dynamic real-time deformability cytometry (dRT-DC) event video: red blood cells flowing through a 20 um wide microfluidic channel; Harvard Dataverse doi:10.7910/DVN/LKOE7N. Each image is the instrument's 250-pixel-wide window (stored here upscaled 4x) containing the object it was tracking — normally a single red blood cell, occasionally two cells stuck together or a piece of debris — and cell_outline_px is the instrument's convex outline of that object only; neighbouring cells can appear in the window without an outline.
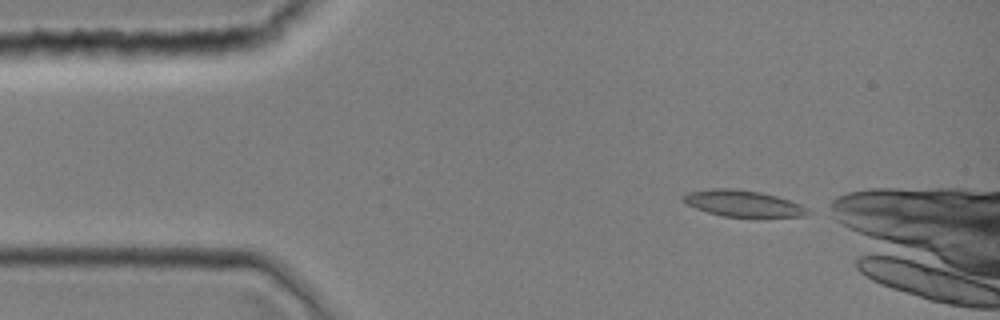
{"species": "common noctule bat (a hibernating species)", "species_latin": "Nyctalus noctula", "temperature_condition": "room temperature", "stored_images_in_passage": 40, "camera_frame_rate_fps": 3000, "um_per_image_px": 0.085, "animal": {"sex": "female", "body_mass_g": 19.0, "forearm_length_mm": 51.5}, "frame": {"image": 1, "passage_image": 1, "time_ms": 0.0, "image_size_px": [1000, 320], "cell_outline_px": [[812, 212], [804, 216], [724, 216], [708, 212], [696, 208], [680, 200], [680, 196], [688, 192], [712, 188], [732, 188], [760, 192], [776, 196], [800, 204], [808, 208]], "centroid_in_image_um": [63.12, 17.27], "position_along_channel_um": 21.9, "area_um2": 18.9}}
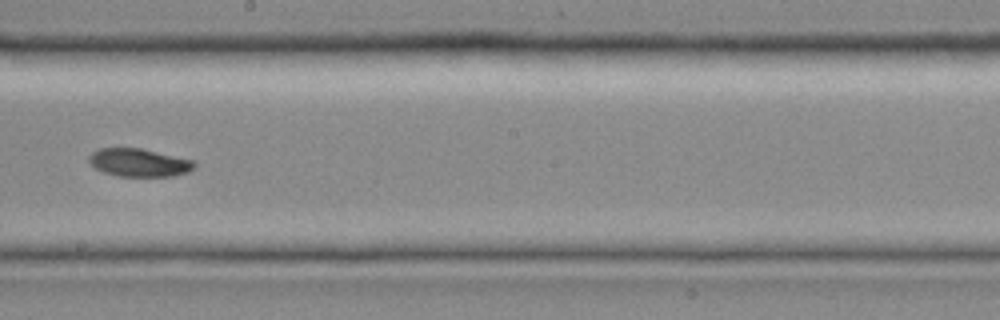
{"frame": {"image": 2, "passage_image": 20, "time_ms": 6.333, "image_size_px": [1000, 320], "cell_outline_px": [[196, 168], [188, 172], [172, 176], [120, 176], [104, 172], [96, 168], [88, 160], [88, 156], [92, 152], [100, 148], [140, 148], [196, 160]], "centroid_in_image_um": [11.87, 13.81], "position_along_channel_um": 236.3, "area_um2": 17.28}}
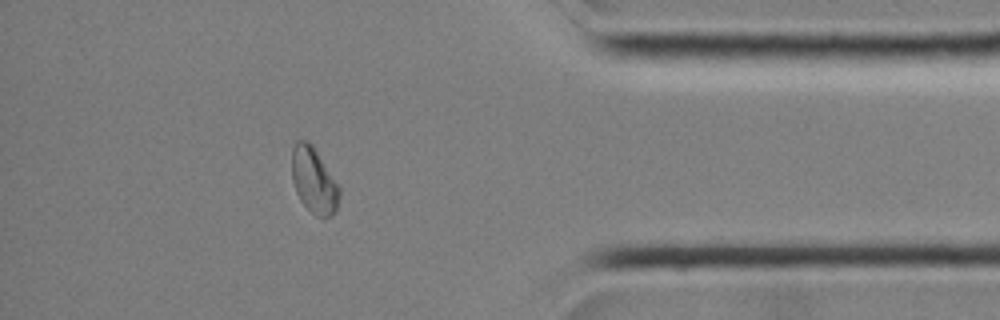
{"frame": {"image": 3, "passage_image": 33, "time_ms": 10.667, "image_size_px": [1000, 320], "cell_outline_px": [[340, 196], [336, 212], [332, 216], [324, 220], [316, 216], [300, 200], [296, 192], [292, 180], [292, 148], [296, 140], [308, 140], [312, 144], [340, 188]], "centroid_in_image_um": [26.68, 15.37], "position_along_channel_um": 408.5, "area_um2": 18.38}}